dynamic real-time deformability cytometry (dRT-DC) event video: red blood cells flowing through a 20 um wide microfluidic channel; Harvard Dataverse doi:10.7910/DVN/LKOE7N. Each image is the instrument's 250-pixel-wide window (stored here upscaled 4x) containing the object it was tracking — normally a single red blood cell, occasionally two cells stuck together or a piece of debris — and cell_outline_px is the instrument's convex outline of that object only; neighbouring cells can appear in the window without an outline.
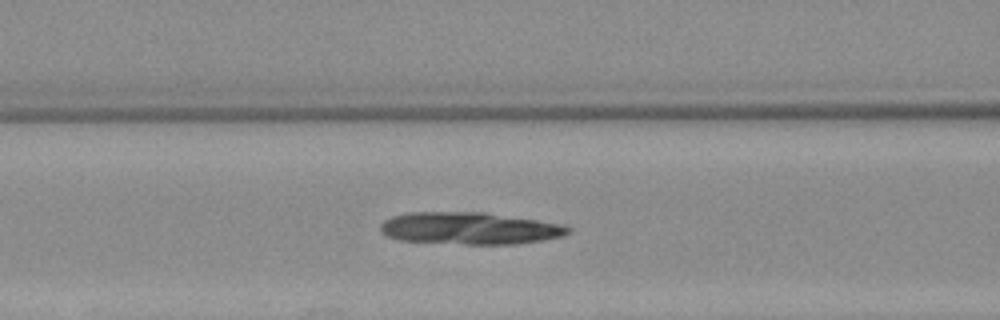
{"species": "Egyptian fruit bat (a non-hibernating species)", "species_latin": "Rousettus aegyptiacus", "temperature_condition": "warm", "stored_images_in_passage": 18, "segment_of_instrument_passage": [2, 2], "camera_frame_rate_fps": 3000, "um_per_image_px": 0.085, "animal": {"sex": "female"}, "frame": {"image": 1, "passage_image": 18, "time_ms": 5.667, "image_size_px": [1000, 320], "cell_outline_px": [[728, 276], [660, 280], [604, 280], [580, 276], [576, 272], [588, 268], [716, 268], [728, 272]], "centroid_in_image_um": [55.29, 23.25], "position_along_channel_um": 111.3, "area_um2": 11.33}}